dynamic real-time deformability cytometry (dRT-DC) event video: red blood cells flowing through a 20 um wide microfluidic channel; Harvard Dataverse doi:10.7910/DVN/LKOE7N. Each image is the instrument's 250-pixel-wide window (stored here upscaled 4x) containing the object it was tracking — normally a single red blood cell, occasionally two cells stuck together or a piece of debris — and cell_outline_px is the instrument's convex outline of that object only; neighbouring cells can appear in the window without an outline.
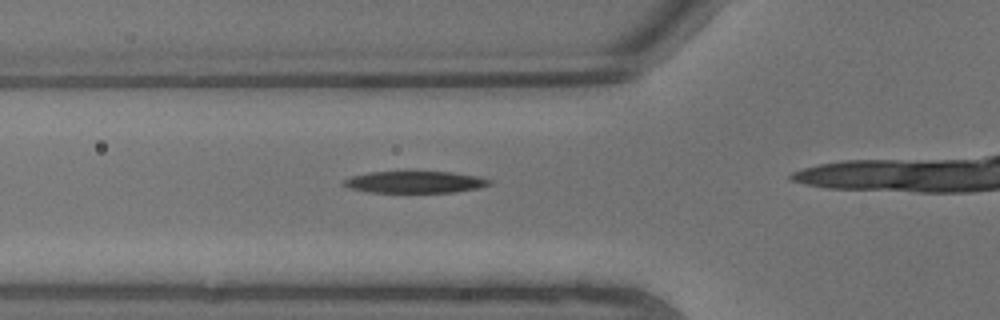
{"species": "common noctule bat (a hibernating species)", "species_latin": "Nyctalus noctula", "temperature_condition": "warm", "stored_images_in_passage": 6, "segment_of_instrument_passage": [1, 2], "camera_frame_rate_fps": 3000, "um_per_image_px": 0.085, "animal": {"sex": "male", "body_mass_g": 13.3}, "frame": {"image": 1, "passage_image": 5, "time_ms": 1.333, "image_size_px": [1000, 320], "cell_outline_px": [[492, 184], [480, 188], [456, 192], [368, 192], [348, 188], [340, 184], [340, 180], [352, 176], [368, 172], [452, 172], [480, 176], [492, 180]], "centroid_in_image_um": [35.26, 15.48], "position_along_channel_um": 90.5, "area_um2": 18.79}}